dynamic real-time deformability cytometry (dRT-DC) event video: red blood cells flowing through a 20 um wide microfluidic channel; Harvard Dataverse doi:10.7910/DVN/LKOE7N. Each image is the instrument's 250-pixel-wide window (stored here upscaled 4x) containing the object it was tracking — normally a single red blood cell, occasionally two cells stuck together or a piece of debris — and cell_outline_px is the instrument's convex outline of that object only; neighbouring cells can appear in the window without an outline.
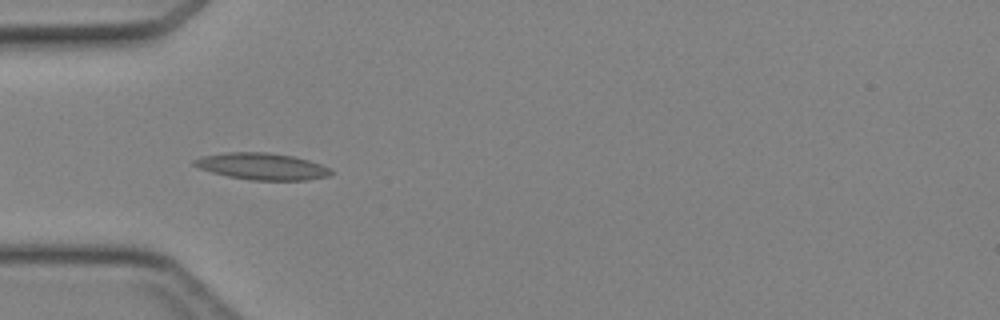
{"species": "Egyptian fruit bat (a non-hibernating species)", "species_latin": "Rousettus aegyptiacus", "temperature_condition": "cold", "stored_images_in_passage": 4, "camera_frame_rate_fps": 3000, "um_per_image_px": 0.085, "animal": {"sex": "female"}, "frame": {"image": 1, "passage_image": 1, "time_ms": 0.0, "image_size_px": [1000, 320], "cell_outline_px": [[332, 172], [328, 176], [304, 180], [252, 180], [228, 176], [212, 172], [200, 168], [192, 164], [192, 160], [204, 156], [228, 152], [268, 152], [292, 156], [308, 160], [332, 168]], "centroid_in_image_um": [22.28, 14.14], "position_along_channel_um": 62.7, "area_um2": 21.1}}
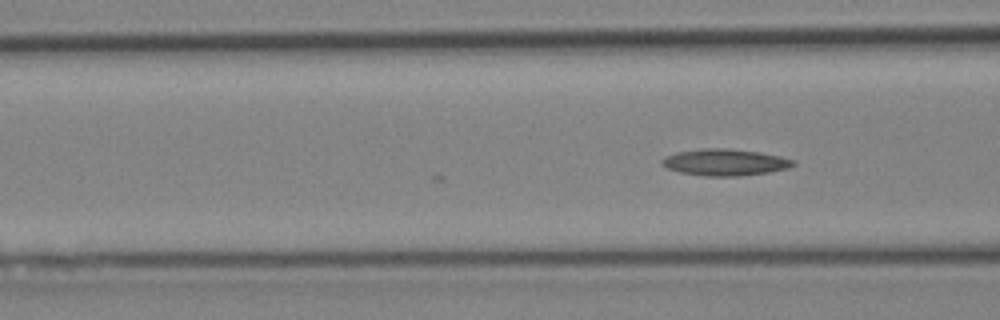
{"frame": {"image": 2, "passage_image": 4, "time_ms": 1.0, "image_size_px": [1000, 320], "cell_outline_px": [[796, 164], [788, 168], [768, 172], [740, 176], [704, 176], [680, 172], [668, 168], [660, 164], [660, 160], [676, 152], [700, 148], [728, 148], [760, 152], [780, 156], [796, 160]], "centroid_in_image_um": [61.63, 13.79], "position_along_channel_um": 105.0, "area_um2": 20.46}}